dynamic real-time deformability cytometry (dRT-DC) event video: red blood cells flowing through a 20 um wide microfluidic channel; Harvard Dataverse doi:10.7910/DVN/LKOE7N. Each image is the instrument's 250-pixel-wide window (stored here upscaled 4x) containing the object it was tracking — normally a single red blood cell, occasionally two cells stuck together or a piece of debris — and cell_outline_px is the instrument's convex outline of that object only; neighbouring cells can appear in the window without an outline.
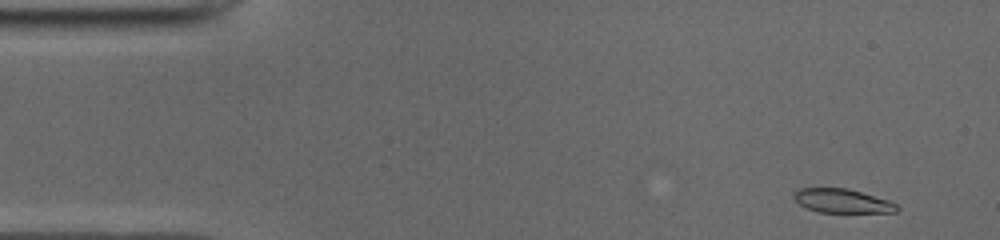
{"species": "common noctule bat (a hibernating species)", "species_latin": "Nyctalus noctula", "temperature_condition": "cold", "stored_images_in_passage": 13, "camera_frame_rate_fps": 3000, "um_per_image_px": 0.085, "animal": {"sex": "male", "body_mass_g": 19.0, "forearm_length_mm": 50.8}, "frame": {"image": 1, "passage_image": 1, "time_ms": 0.0, "image_size_px": [1000, 240], "cell_outline_px": [[900, 208], [896, 212], [820, 212], [808, 208], [800, 204], [792, 196], [800, 188], [848, 188], [888, 200], [896, 204]], "centroid_in_image_um": [71.61, 17.07], "position_along_channel_um": 13.4, "area_um2": 14.16}}